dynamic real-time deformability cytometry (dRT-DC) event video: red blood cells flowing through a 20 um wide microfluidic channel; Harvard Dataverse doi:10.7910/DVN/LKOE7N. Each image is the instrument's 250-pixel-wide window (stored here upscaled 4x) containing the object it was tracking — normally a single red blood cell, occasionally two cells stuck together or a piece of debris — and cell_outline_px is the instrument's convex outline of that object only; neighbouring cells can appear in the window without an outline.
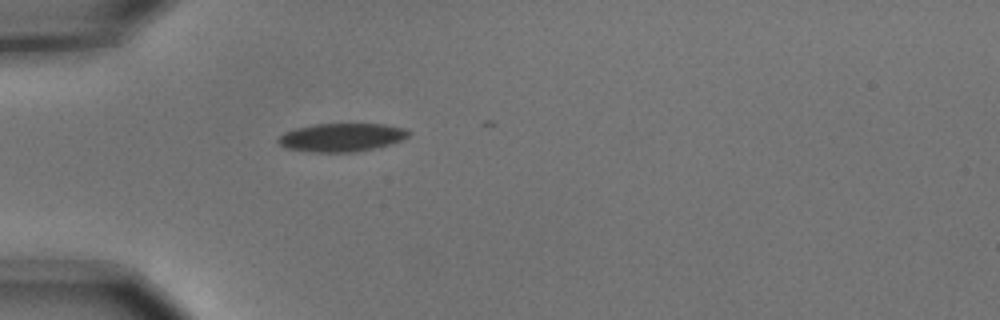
{"species": "common noctule bat (a hibernating species)", "species_latin": "Nyctalus noctula", "temperature_condition": "cold", "stored_images_in_passage": 1, "camera_frame_rate_fps": 3000, "um_per_image_px": 0.085, "animal": {"sex": "male", "body_mass_g": 15.6}, "frame": {"image": 1, "passage_image": 1, "time_ms": 0.0, "image_size_px": [1000, 320], "cell_outline_px": [[408, 136], [400, 140], [376, 148], [356, 152], [308, 152], [284, 148], [276, 140], [284, 132], [296, 128], [316, 124], [384, 124], [404, 128], [408, 132]], "centroid_in_image_um": [28.98, 11.69], "position_along_channel_um": 56.0, "area_um2": 21.44}}